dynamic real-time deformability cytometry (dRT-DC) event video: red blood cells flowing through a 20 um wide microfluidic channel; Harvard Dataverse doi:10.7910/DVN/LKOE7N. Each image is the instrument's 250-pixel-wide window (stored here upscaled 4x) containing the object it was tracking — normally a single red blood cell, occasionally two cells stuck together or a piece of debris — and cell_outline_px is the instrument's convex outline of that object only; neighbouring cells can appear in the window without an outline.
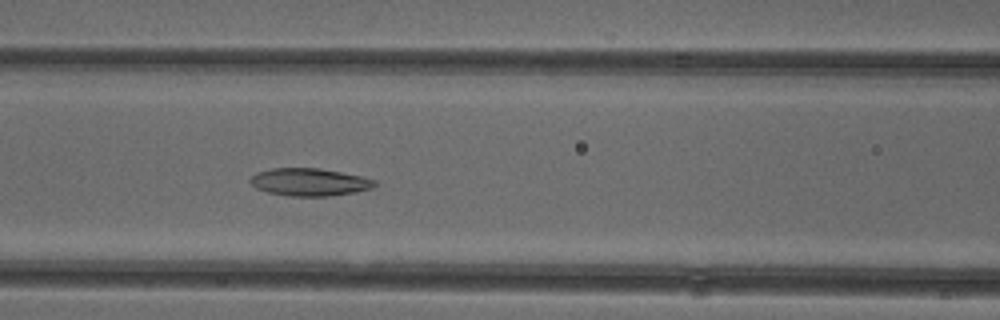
{"species": "common noctule bat (a hibernating species)", "species_latin": "Nyctalus noctula", "temperature_condition": "cold", "stored_images_in_passage": 51, "camera_frame_rate_fps": 3000, "um_per_image_px": 0.085, "animal": {"sex": "female"}, "frame": {"image": 1, "passage_image": 21, "time_ms": 6.667, "image_size_px": [1000, 320], "cell_outline_px": [[376, 184], [372, 188], [356, 192], [328, 196], [292, 196], [268, 192], [256, 188], [248, 180], [256, 172], [272, 168], [320, 168], [360, 176], [376, 180]], "centroid_in_image_um": [26.29, 15.47], "position_along_channel_um": 140.3, "area_um2": 19.94}}
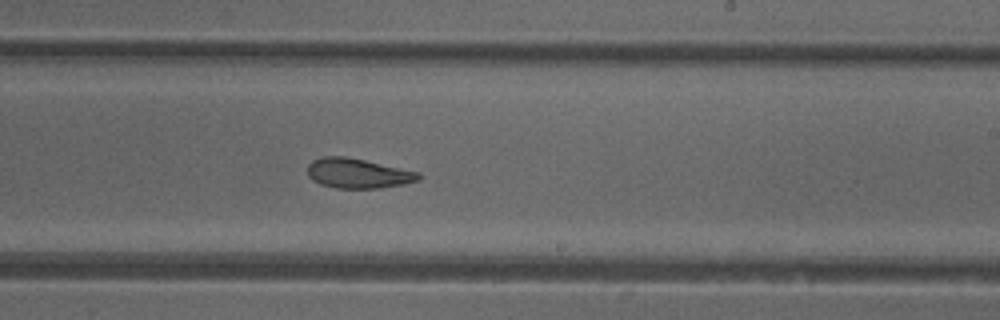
{"frame": {"image": 2, "passage_image": 30, "time_ms": 9.667, "image_size_px": [1000, 320], "cell_outline_px": [[420, 180], [404, 184], [380, 188], [336, 188], [320, 184], [312, 180], [308, 176], [308, 164], [312, 160], [324, 156], [344, 156], [364, 160], [420, 172]], "centroid_in_image_um": [30.41, 14.73], "position_along_channel_um": 258.6, "area_um2": 19.31}}
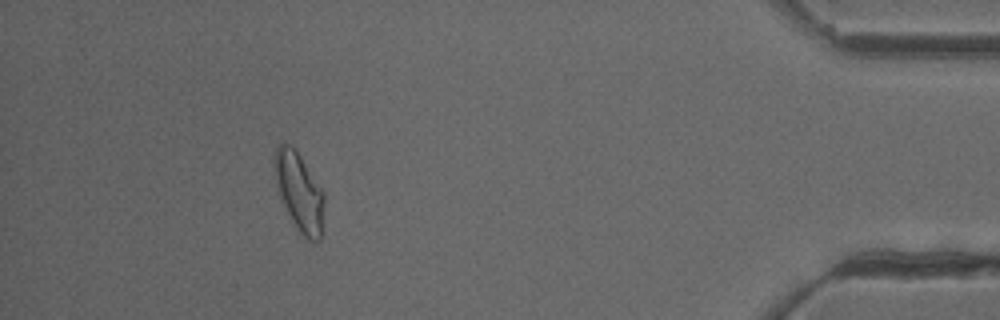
{"frame": {"image": 3, "passage_image": 46, "time_ms": 15.0, "image_size_px": [1000, 320], "cell_outline_px": [[324, 204], [320, 240], [308, 240], [296, 228], [280, 200], [272, 164], [272, 160], [276, 144], [288, 144], [300, 156], [324, 192]], "centroid_in_image_um": [25.39, 16.29], "position_along_channel_um": 409.8, "area_um2": 22.72}, "authors_computed_cell_mechanics": {"area_um2": 21.2126, "velocity_mm_per_s": 3.9561, "shape_relaxation_time_tau1_ms": null, "shape_relaxation_time_tau2_ms": 4.1657, "deformation_change_tau1": null, "deformation_change_tau2": 0.1188}}